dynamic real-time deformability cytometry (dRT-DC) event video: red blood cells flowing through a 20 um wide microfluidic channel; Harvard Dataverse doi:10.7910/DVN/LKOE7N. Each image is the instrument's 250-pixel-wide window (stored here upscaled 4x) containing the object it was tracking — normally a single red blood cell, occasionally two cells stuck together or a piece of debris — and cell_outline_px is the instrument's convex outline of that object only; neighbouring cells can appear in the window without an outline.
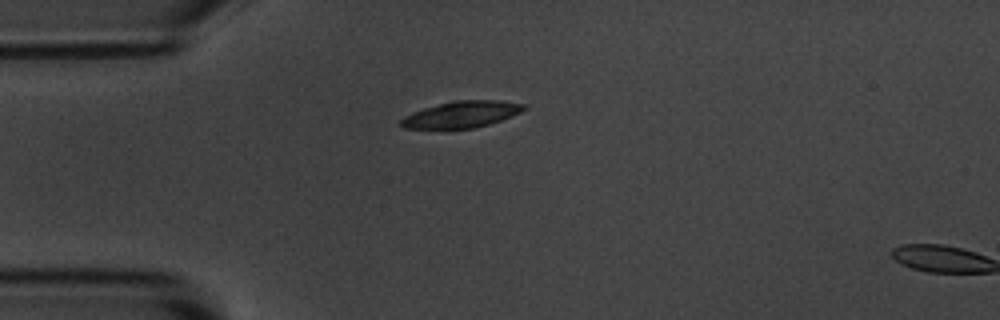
{"species": "common noctule bat (a hibernating species)", "species_latin": "Nyctalus noctula", "temperature_condition": "room temperature", "stored_images_in_passage": 2, "camera_frame_rate_fps": 3000, "um_per_image_px": 0.085, "animal": {"sex": "male", "body_mass_g": 20.1, "forearm_length_mm": 53.5}, "frame": {"image": 1, "passage_image": 1, "time_ms": 0.0, "image_size_px": [1000, 320], "cell_outline_px": [[528, 108], [512, 116], [476, 128], [404, 128], [400, 124], [400, 120], [404, 116], [412, 112], [424, 108], [456, 100], [500, 100], [528, 104]], "centroid_in_image_um": [39.29, 9.71], "position_along_channel_um": 45.7, "area_um2": 18.9}}